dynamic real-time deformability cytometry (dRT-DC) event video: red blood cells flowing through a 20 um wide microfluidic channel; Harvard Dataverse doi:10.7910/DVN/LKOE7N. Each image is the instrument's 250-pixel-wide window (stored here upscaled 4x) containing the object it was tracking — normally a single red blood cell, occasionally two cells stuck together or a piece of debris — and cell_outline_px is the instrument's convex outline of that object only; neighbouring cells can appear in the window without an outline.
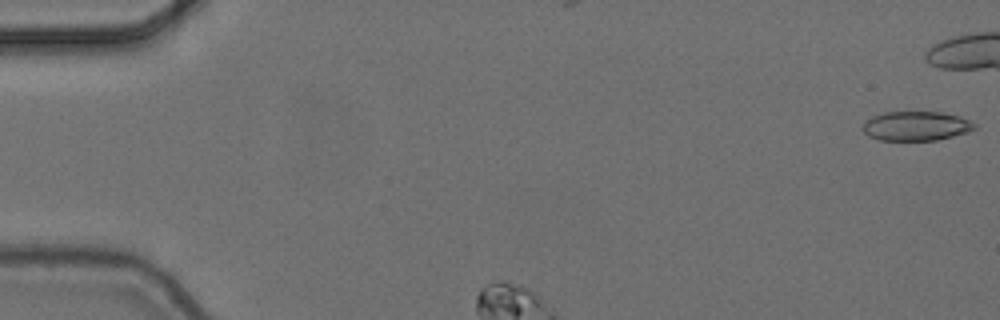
{"species": "common noctule bat (a hibernating species)", "species_latin": "Nyctalus noctula", "temperature_condition": "cold", "stored_images_in_passage": 4, "camera_frame_rate_fps": 3000, "um_per_image_px": 0.085, "animal": {"sex": "female", "body_mass_g": 24.6, "forearm_length_mm": 56.2}, "frame": {"image": 1, "passage_image": 1, "time_ms": 0.0, "image_size_px": [1000, 320], "cell_outline_px": [[976, 128], [968, 132], [936, 140], [880, 140], [868, 136], [860, 128], [872, 116], [884, 112], [940, 112], [960, 116], [976, 124]], "centroid_in_image_um": [77.86, 10.71], "position_along_channel_um": 7.1, "area_um2": 19.07}}